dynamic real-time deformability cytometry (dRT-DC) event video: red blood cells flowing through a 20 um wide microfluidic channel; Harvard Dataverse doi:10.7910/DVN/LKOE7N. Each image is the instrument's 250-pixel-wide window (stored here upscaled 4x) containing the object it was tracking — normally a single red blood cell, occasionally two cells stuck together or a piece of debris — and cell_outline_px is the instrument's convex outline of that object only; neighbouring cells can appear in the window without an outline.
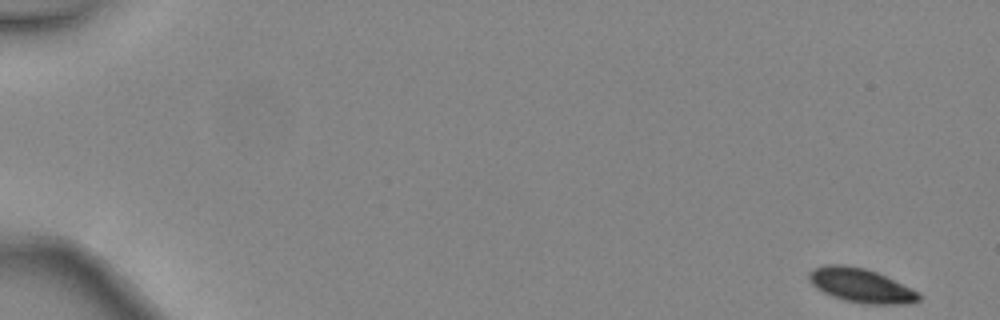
{"species": "common noctule bat (a hibernating species)", "species_latin": "Nyctalus noctula", "temperature_condition": "warm", "stored_images_in_passage": 47, "camera_frame_rate_fps": 3000, "um_per_image_px": 0.085, "animal": {"sex": "female", "body_mass_g": 24.6, "forearm_length_mm": 56.2}, "frame": {"image": 1, "passage_image": 1, "time_ms": 0.0, "image_size_px": [1000, 320], "cell_outline_px": [[920, 300], [908, 304], [864, 304], [844, 300], [832, 296], [816, 288], [808, 280], [808, 272], [824, 264], [844, 264], [864, 268], [876, 272], [920, 292]], "centroid_in_image_um": [73.17, 24.26], "position_along_channel_um": 11.8, "area_um2": 21.85}}
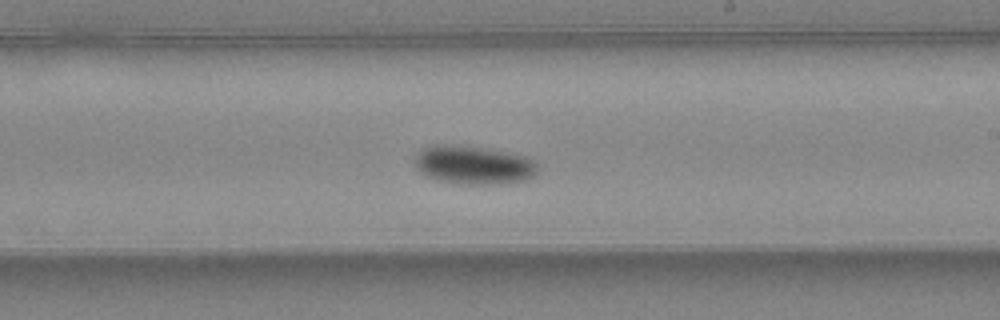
{"frame": {"image": 2, "passage_image": 29, "time_ms": 9.333, "image_size_px": [1000, 320], "cell_outline_px": [[540, 168], [528, 180], [504, 184], [460, 184], [436, 180], [420, 172], [416, 168], [412, 160], [416, 152], [432, 144], [456, 144], [484, 148], [508, 152], [528, 156], [536, 160]], "centroid_in_image_um": [40.26, 14.01], "position_along_channel_um": 248.7, "area_um2": 28.44}}
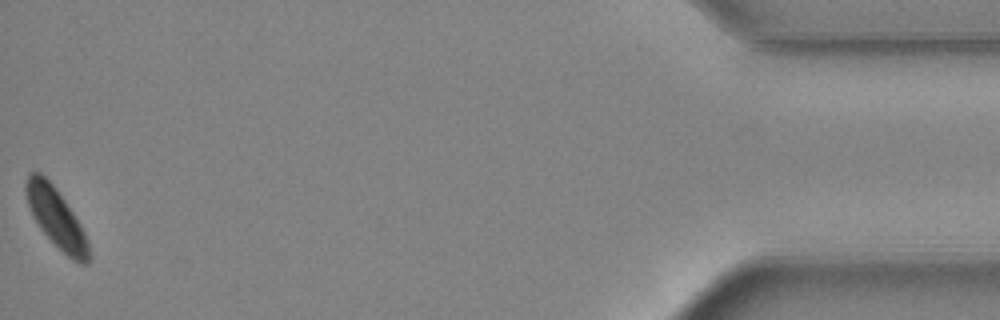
{"frame": {"image": 3, "passage_image": 47, "time_ms": 15.333, "image_size_px": [1000, 320], "cell_outline_px": [[88, 264], [80, 264], [72, 260], [40, 228], [32, 216], [28, 204], [24, 188], [24, 184], [28, 172], [40, 172], [56, 188], [80, 224], [88, 240]], "centroid_in_image_um": [4.74, 18.48], "position_along_channel_um": 430.5, "area_um2": 21.39}, "authors_computed_cell_mechanics": {"area_um2": 23.987, "velocity_mm_per_s": 4.4366, "shape_relaxation_time_tau1_ms": 1.9054, "shape_relaxation_time_tau2_ms": null, "deformation_change_tau1": 0.084, "deformation_change_tau2": null}}